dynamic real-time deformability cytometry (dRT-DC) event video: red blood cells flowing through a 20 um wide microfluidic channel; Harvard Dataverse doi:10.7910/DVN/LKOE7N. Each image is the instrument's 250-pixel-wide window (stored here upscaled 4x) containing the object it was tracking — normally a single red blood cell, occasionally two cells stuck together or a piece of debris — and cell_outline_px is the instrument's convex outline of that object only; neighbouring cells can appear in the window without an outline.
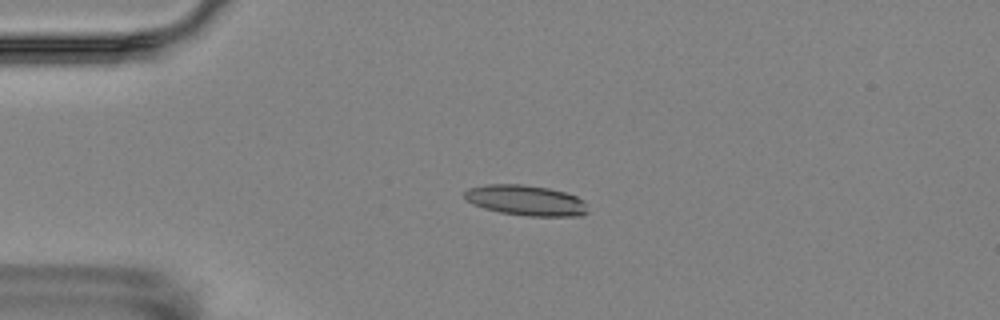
{"species": "Egyptian fruit bat (a non-hibernating species)", "species_latin": "Rousettus aegyptiacus", "temperature_condition": "room temperature", "stored_images_in_passage": 4, "camera_frame_rate_fps": 3000, "um_per_image_px": 0.085, "animal": {"sex": "female"}, "frame": {"image": 1, "passage_image": 3, "time_ms": 3.333, "image_size_px": [1000, 320], "cell_outline_px": [[588, 212], [580, 216], [528, 216], [500, 212], [484, 208], [472, 204], [464, 196], [464, 192], [468, 188], [488, 184], [520, 184], [548, 188], [564, 192], [576, 196], [584, 204]], "centroid_in_image_um": [44.66, 17.03], "position_along_channel_um": 40.3, "area_um2": 21.62}}